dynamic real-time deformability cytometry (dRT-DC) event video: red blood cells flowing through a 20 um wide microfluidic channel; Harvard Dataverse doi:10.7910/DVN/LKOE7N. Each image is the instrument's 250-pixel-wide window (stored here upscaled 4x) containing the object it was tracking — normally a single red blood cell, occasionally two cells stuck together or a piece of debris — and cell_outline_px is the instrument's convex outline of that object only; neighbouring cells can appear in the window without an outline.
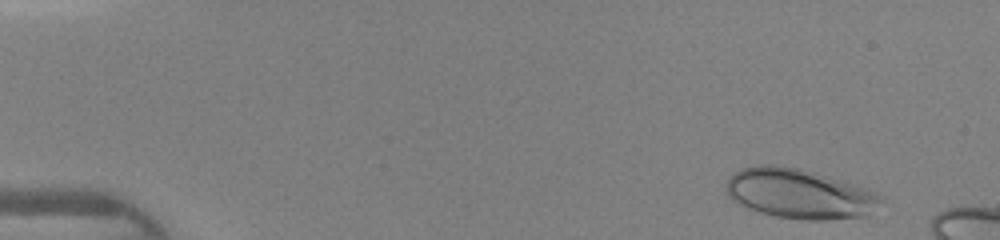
{"species": "human", "species_latin": "Homo sapiens", "temperature_condition": "warm", "stored_images_in_passage": 10, "camera_frame_rate_fps": 3000, "um_per_image_px": 0.085, "donor": {"sex": "female"}, "frame": {"image": 1, "passage_image": 2, "time_ms": 0.333, "image_size_px": [1000, 240], "cell_outline_px": [[884, 200], [868, 216], [828, 220], [808, 220], [776, 216], [760, 212], [740, 204], [732, 200], [728, 196], [724, 188], [728, 176], [744, 168], [760, 164], [772, 164], [796, 168], [868, 188], [884, 196]], "centroid_in_image_um": [67.96, 16.48], "position_along_channel_um": 17.0, "area_um2": 44.85}}